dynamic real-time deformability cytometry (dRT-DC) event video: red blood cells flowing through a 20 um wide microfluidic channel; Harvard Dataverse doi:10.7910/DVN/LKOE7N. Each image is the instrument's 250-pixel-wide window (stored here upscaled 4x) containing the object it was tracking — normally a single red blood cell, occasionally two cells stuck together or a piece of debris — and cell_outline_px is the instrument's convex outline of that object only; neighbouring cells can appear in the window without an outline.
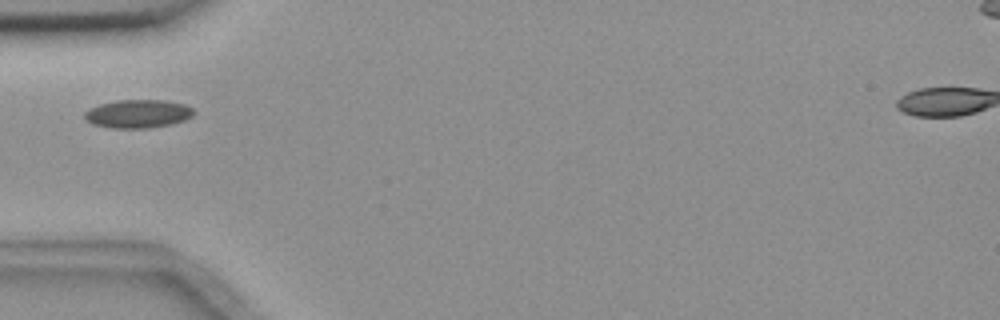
{"species": "common noctule bat (a hibernating species)", "species_latin": "Nyctalus noctula", "temperature_condition": "room temperature", "stored_images_in_passage": 6, "camera_frame_rate_fps": 3000, "um_per_image_px": 0.085, "animal": {"sex": "female", "body_mass_g": 18.4}, "frame": {"image": 1, "passage_image": 4, "time_ms": 3.333, "image_size_px": [1000, 320], "cell_outline_px": [[196, 112], [192, 116], [184, 120], [168, 124], [148, 128], [112, 128], [92, 124], [84, 116], [84, 112], [88, 108], [100, 104], [116, 100], [164, 100], [184, 104], [192, 108]], "centroid_in_image_um": [11.71, 9.66], "position_along_channel_um": 73.3, "area_um2": 17.98}}
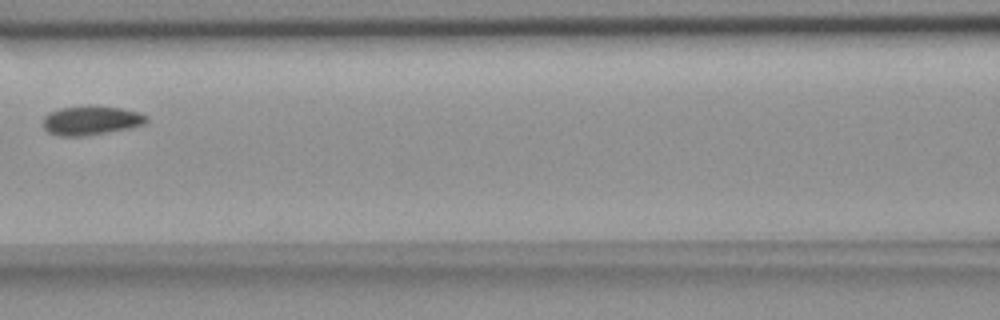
{"frame": {"image": 2, "passage_image": 6, "time_ms": 5.667, "image_size_px": [1000, 320], "cell_outline_px": [[148, 120], [144, 124], [128, 128], [84, 136], [60, 136], [48, 132], [40, 124], [44, 116], [48, 112], [60, 108], [88, 104], [120, 108], [140, 112], [148, 116]], "centroid_in_image_um": [7.69, 10.21], "position_along_channel_um": 158.9, "area_um2": 17.92}}